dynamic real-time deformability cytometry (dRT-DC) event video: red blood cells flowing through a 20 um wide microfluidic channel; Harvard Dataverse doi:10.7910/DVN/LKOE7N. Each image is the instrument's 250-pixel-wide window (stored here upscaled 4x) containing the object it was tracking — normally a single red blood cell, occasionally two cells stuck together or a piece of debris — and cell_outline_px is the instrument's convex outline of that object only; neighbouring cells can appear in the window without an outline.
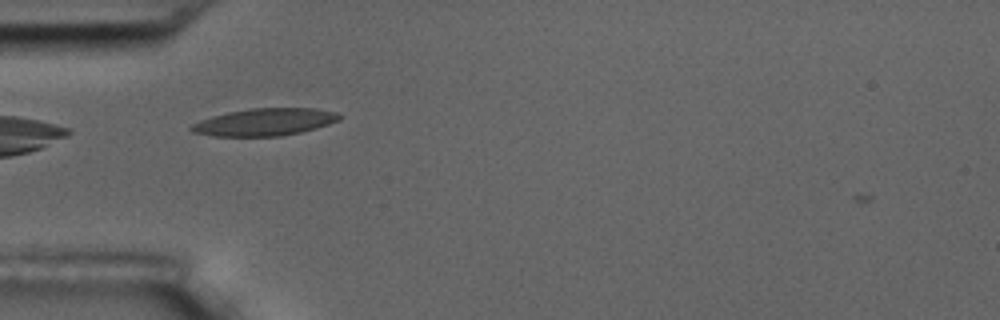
{"species": "common noctule bat (a hibernating species)", "species_latin": "Nyctalus noctula", "temperature_condition": "room temperature", "stored_images_in_passage": 8, "camera_frame_rate_fps": 3000, "um_per_image_px": 0.085, "animal": {"sex": "male", "body_mass_g": 17.5, "forearm_length_mm": 52.3}, "frame": {"image": 1, "passage_image": 5, "time_ms": 5.333, "image_size_px": [1000, 320], "cell_outline_px": [[340, 120], [316, 128], [300, 132], [280, 136], [212, 136], [192, 132], [188, 128], [192, 124], [200, 120], [212, 116], [228, 112], [252, 108], [316, 108], [336, 112], [340, 116]], "centroid_in_image_um": [22.47, 10.37], "position_along_channel_um": 62.5, "area_um2": 23.52}}
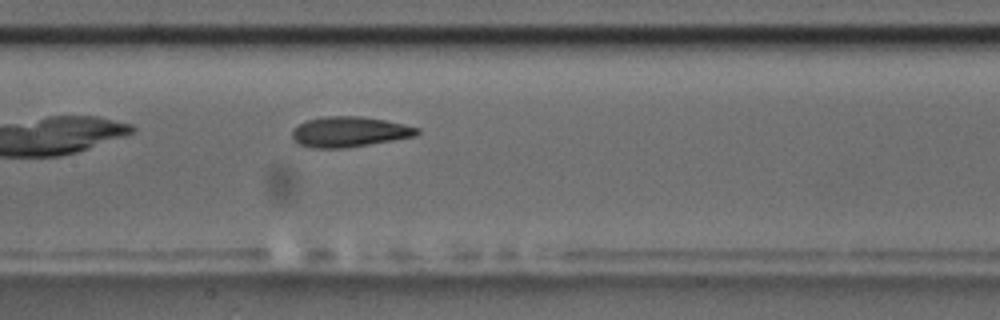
{"frame": {"image": 2, "passage_image": 8, "time_ms": 8.667, "image_size_px": [1000, 320], "cell_outline_px": [[420, 132], [416, 136], [344, 148], [312, 148], [296, 144], [292, 140], [292, 128], [308, 120], [324, 116], [364, 116], [404, 124], [420, 128]], "centroid_in_image_um": [29.66, 11.2], "position_along_channel_um": 177.7, "area_um2": 22.2}}